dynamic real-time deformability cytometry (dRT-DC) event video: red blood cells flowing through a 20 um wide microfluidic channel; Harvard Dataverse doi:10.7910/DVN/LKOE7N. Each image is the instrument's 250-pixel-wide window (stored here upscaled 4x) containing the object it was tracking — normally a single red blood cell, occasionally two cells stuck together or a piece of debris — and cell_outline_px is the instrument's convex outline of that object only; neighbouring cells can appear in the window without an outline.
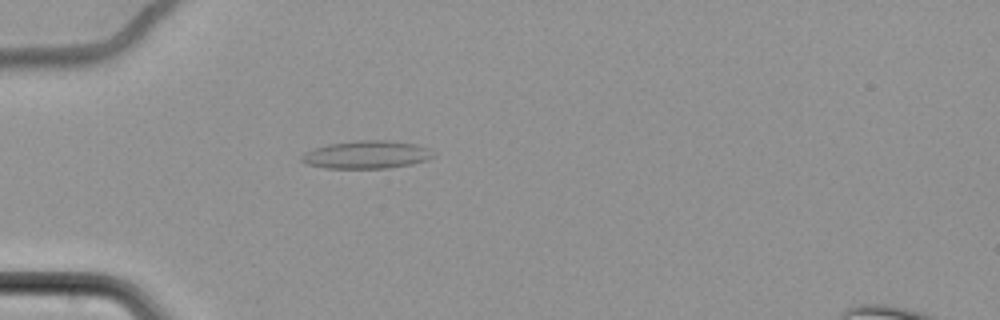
{"species": "common noctule bat (a hibernating species)", "species_latin": "Nyctalus noctula", "temperature_condition": "cold", "stored_images_in_passage": 48, "camera_frame_rate_fps": 3000, "um_per_image_px": 0.085, "animal": {"sex": "female", "body_mass_g": 22.7, "forearm_length_mm": 54.2}, "frame": {"image": 1, "passage_image": 7, "time_ms": 2.0, "image_size_px": [1000, 320], "cell_outline_px": [[436, 156], [428, 160], [412, 164], [388, 168], [328, 168], [304, 164], [300, 160], [300, 156], [304, 152], [328, 144], [360, 140], [384, 140], [416, 144], [428, 148]], "centroid_in_image_um": [31.16, 13.15], "position_along_channel_um": 53.8, "area_um2": 21.44}}
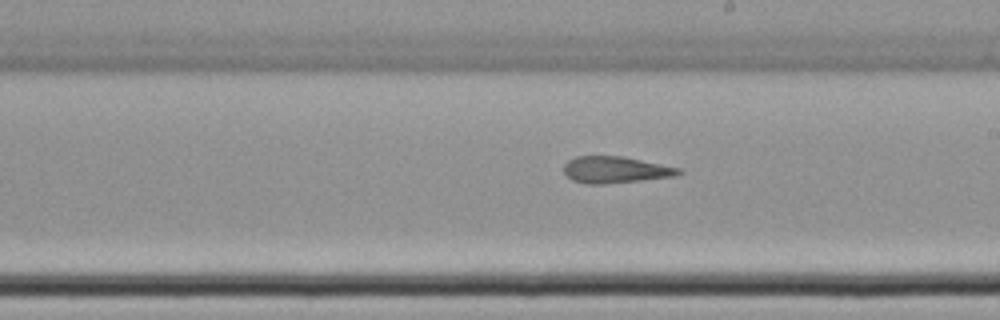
{"frame": {"image": 2, "passage_image": 24, "time_ms": 7.667, "image_size_px": [1000, 320], "cell_outline_px": [[684, 172], [676, 176], [604, 184], [588, 184], [572, 180], [564, 172], [564, 164], [568, 160], [576, 156], [624, 156], [684, 168]], "centroid_in_image_um": [52.37, 14.42], "position_along_channel_um": 236.6, "area_um2": 18.03}}
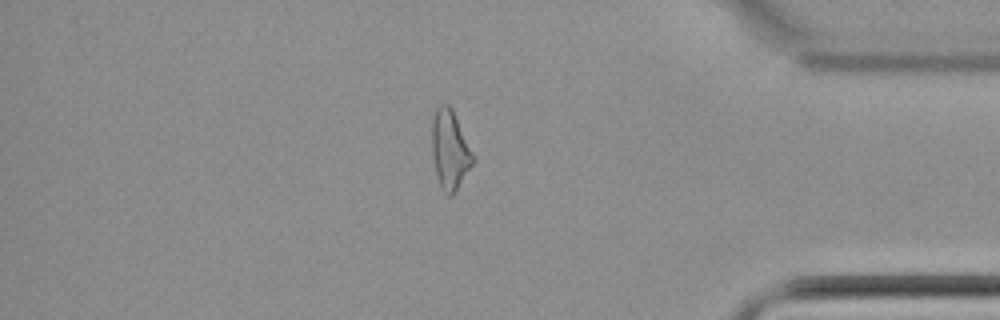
{"frame": {"image": 3, "passage_image": 40, "time_ms": 13.0, "image_size_px": [1000, 320], "cell_outline_px": [[476, 160], [452, 196], [448, 196], [444, 192], [440, 184], [436, 172], [432, 156], [432, 120], [436, 108], [440, 104], [448, 104], [452, 108]], "centroid_in_image_um": [38.24, 12.72], "position_along_channel_um": 397.0, "area_um2": 18.79}, "authors_computed_cell_mechanics": {"area_um2": 18.8139, "velocity_mm_per_s": 3.4947, "shape_relaxation_time_tau1_ms": null, "shape_relaxation_time_tau2_ms": 5.3417, "deformation_change_tau1": null, "deformation_change_tau2": 0.1307}}